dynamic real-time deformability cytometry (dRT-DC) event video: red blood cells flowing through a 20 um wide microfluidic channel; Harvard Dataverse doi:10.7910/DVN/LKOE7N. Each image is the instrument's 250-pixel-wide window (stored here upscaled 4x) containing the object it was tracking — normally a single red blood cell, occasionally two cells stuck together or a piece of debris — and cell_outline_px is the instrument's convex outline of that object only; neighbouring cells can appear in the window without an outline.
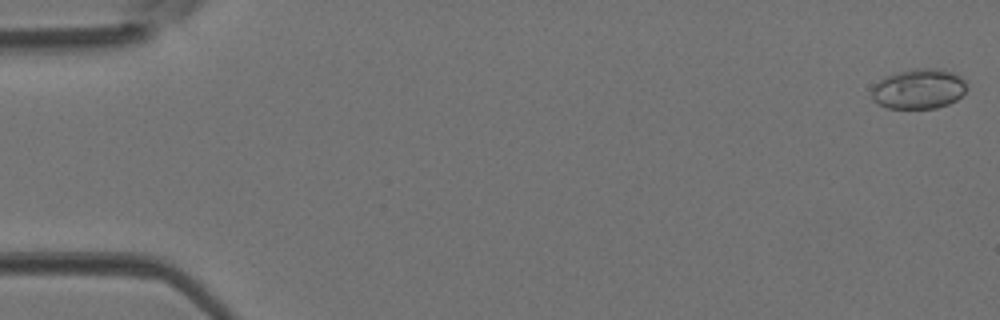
{"species": "Egyptian fruit bat (a non-hibernating species)", "species_latin": "Rousettus aegyptiacus", "temperature_condition": "room temperature", "stored_images_in_passage": 44, "camera_frame_rate_fps": 3000, "um_per_image_px": 0.085, "animal": {"sex": "female"}, "frame": {"image": 1, "passage_image": 1, "time_ms": 0.0, "image_size_px": [1000, 320], "cell_outline_px": [[968, 88], [956, 100], [948, 104], [936, 108], [888, 108], [872, 100], [872, 88], [884, 76], [916, 68], [940, 68], [952, 72], [960, 76], [964, 80]], "centroid_in_image_um": [78.11, 7.55], "position_along_channel_um": 6.9, "area_um2": 22.14}}
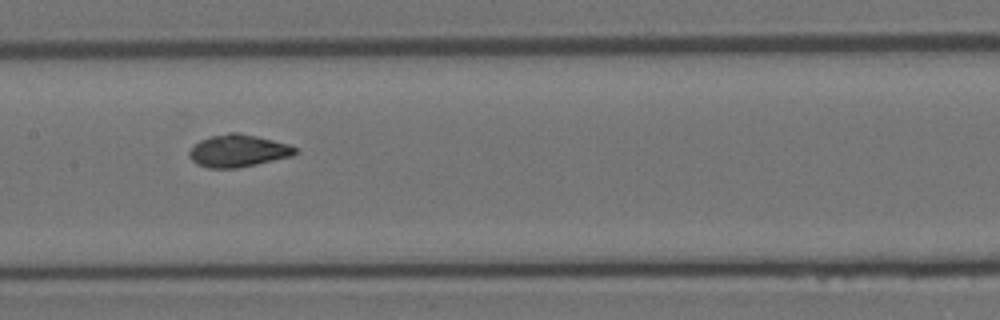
{"frame": {"image": 2, "passage_image": 22, "time_ms": 7.0, "image_size_px": [1000, 320], "cell_outline_px": [[300, 152], [292, 156], [256, 164], [236, 168], [208, 168], [196, 164], [188, 156], [188, 152], [200, 140], [212, 136], [228, 132], [236, 132], [256, 136], [288, 144], [296, 148]], "centroid_in_image_um": [20.24, 12.82], "position_along_channel_um": 187.2, "area_um2": 19.88}}
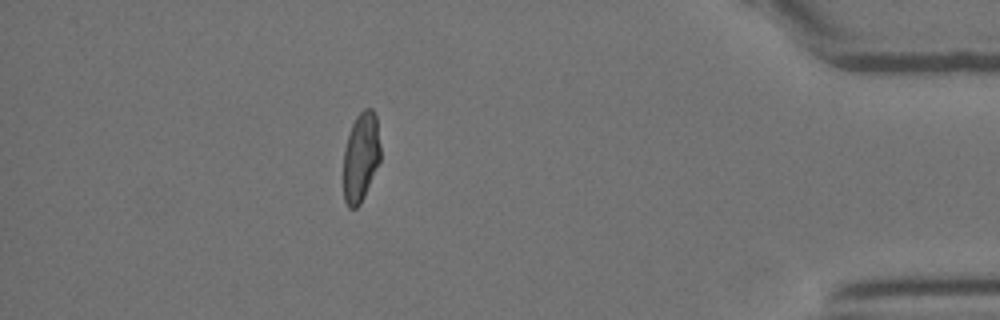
{"frame": {"image": 3, "passage_image": 39, "time_ms": 12.667, "image_size_px": [1000, 320], "cell_outline_px": [[380, 160], [364, 196], [360, 204], [356, 208], [348, 208], [344, 200], [344, 148], [352, 124], [356, 116], [364, 108], [372, 108], [376, 116], [380, 144]], "centroid_in_image_um": [30.67, 13.33], "position_along_channel_um": 404.5, "area_um2": 19.19}}